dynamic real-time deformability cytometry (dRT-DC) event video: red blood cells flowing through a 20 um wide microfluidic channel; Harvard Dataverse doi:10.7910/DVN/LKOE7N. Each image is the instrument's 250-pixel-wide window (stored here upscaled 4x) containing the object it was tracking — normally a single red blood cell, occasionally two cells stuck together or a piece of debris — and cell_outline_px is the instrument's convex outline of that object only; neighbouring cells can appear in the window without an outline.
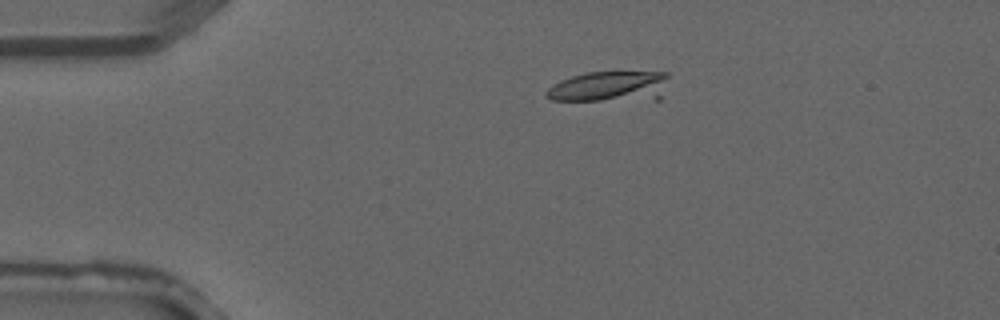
{"species": "common noctule bat (a hibernating species)", "species_latin": "Nyctalus noctula", "temperature_condition": "warm", "stored_images_in_passage": 2, "camera_frame_rate_fps": 3000, "um_per_image_px": 0.085, "animal": {"sex": "male", "forearm_length_mm": 52.5}, "frame": {"image": 1, "passage_image": 2, "time_ms": 0.333, "image_size_px": [1000, 320], "cell_outline_px": [[668, 76], [652, 88], [600, 100], [552, 100], [544, 96], [544, 92], [548, 88], [560, 80], [572, 76], [588, 72], [668, 72]], "centroid_in_image_um": [51.24, 7.24], "position_along_channel_um": 33.8, "area_um2": 18.32}}